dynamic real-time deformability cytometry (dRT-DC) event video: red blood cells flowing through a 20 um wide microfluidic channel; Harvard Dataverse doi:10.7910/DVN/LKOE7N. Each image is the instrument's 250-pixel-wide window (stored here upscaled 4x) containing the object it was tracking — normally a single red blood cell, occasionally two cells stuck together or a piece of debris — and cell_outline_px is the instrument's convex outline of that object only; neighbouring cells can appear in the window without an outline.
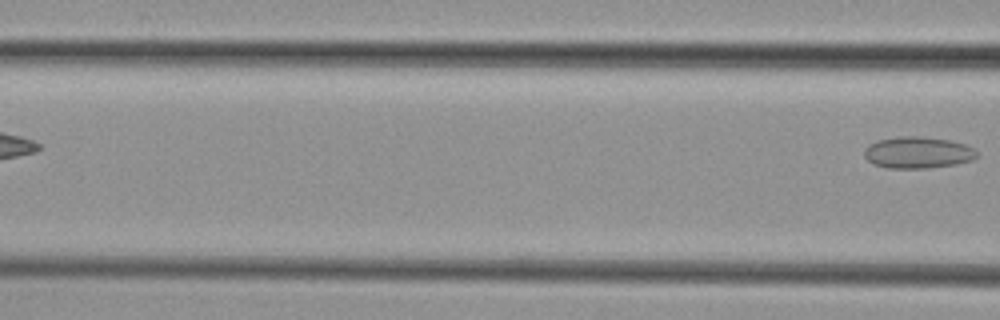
{"species": "common noctule bat (a hibernating species)", "species_latin": "Nyctalus noctula", "temperature_condition": "cold", "stored_images_in_passage": 3, "camera_frame_rate_fps": 3000, "um_per_image_px": 0.085, "animal": {"sex": "female", "body_mass_g": 29.2, "forearm_length_mm": 56.3}, "frame": {"image": 1, "passage_image": 3, "time_ms": 2.667, "image_size_px": [1000, 320], "cell_outline_px": [[980, 156], [972, 160], [956, 164], [928, 168], [888, 168], [872, 164], [864, 156], [864, 148], [868, 144], [876, 140], [900, 136], [916, 136], [948, 140], [964, 144], [976, 148]], "centroid_in_image_um": [78.01, 12.97], "position_along_channel_um": 88.6, "area_um2": 20.98}}